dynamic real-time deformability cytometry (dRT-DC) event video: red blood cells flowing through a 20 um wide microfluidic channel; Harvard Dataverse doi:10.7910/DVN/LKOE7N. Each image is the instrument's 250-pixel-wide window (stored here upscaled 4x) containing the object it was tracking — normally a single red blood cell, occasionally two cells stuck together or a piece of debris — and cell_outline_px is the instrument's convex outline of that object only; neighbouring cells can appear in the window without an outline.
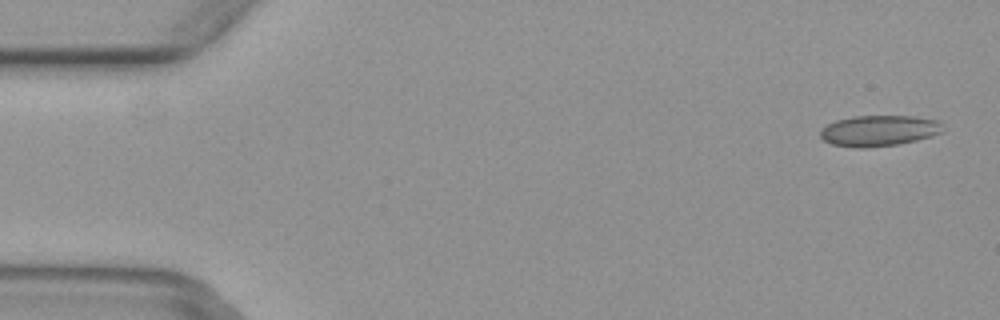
{"species": "common noctule bat (a hibernating species)", "species_latin": "Nyctalus noctula", "temperature_condition": "warm", "stored_images_in_passage": 2, "camera_frame_rate_fps": 3000, "um_per_image_px": 0.085, "animal": {"sex": "female", "body_mass_g": 29.2, "forearm_length_mm": 56.3}, "frame": {"image": 1, "passage_image": 1, "time_ms": 0.0, "image_size_px": [1000, 320], "cell_outline_px": [[944, 132], [932, 136], [916, 140], [896, 144], [864, 148], [856, 148], [832, 144], [824, 140], [820, 136], [820, 132], [828, 124], [836, 120], [852, 116], [916, 116], [940, 120]], "centroid_in_image_um": [74.75, 11.1], "position_along_channel_um": 10.3, "area_um2": 22.08}}